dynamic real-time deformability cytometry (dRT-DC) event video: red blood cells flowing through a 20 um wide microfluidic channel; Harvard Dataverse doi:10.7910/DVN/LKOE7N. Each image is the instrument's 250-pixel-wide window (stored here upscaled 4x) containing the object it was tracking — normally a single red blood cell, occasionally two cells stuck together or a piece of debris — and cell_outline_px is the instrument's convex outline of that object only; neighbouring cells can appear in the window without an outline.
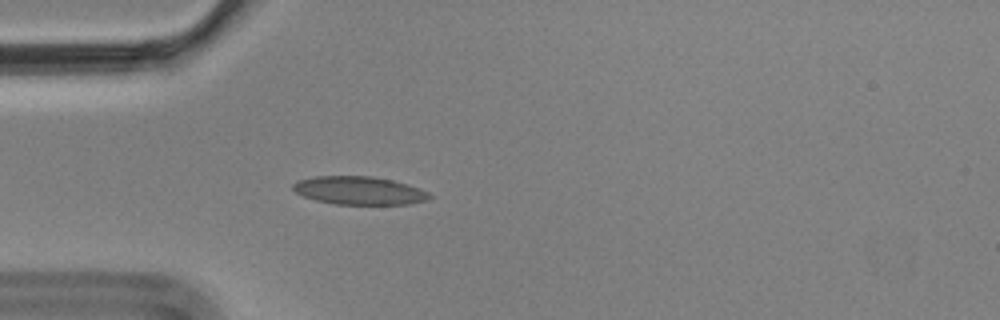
{"species": "Egyptian fruit bat (a non-hibernating species)", "species_latin": "Rousettus aegyptiacus", "temperature_condition": "cold", "stored_images_in_passage": 2, "camera_frame_rate_fps": 3000, "um_per_image_px": 0.085, "animal": {"sex": "male"}, "frame": {"image": 1, "passage_image": 2, "time_ms": 0.333, "image_size_px": [1000, 320], "cell_outline_px": [[432, 196], [428, 200], [408, 204], [336, 204], [316, 200], [304, 196], [296, 192], [292, 188], [292, 184], [296, 180], [316, 176], [372, 176], [392, 180], [408, 184], [420, 188], [428, 192]], "centroid_in_image_um": [30.53, 16.19], "position_along_channel_um": 54.5, "area_um2": 22.43}}